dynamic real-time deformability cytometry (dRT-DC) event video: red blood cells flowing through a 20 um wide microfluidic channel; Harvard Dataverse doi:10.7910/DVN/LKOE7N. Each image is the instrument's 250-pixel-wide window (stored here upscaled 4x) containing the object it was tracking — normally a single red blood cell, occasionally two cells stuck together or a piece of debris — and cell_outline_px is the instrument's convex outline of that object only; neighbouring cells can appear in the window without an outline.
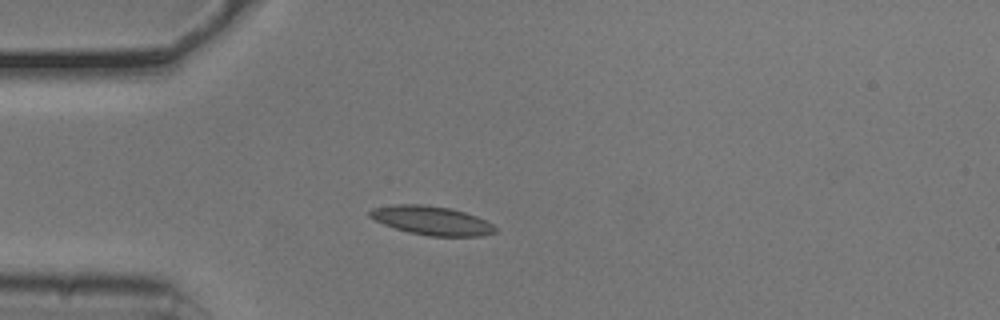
{"species": "common noctule bat (a hibernating species)", "species_latin": "Nyctalus noctula", "temperature_condition": "cold", "stored_images_in_passage": 20, "camera_frame_rate_fps": 3000, "um_per_image_px": 0.085, "animal": {"sex": "male", "body_mass_g": 20.5, "forearm_length_mm": 52.5}, "frame": {"image": 1, "passage_image": 10, "time_ms": 3.0, "image_size_px": [1000, 320], "cell_outline_px": [[496, 232], [480, 236], [428, 236], [408, 232], [384, 224], [368, 216], [368, 212], [372, 208], [396, 204], [424, 204], [452, 208], [476, 216], [492, 224], [496, 228]], "centroid_in_image_um": [36.68, 18.74], "position_along_channel_um": 48.3, "area_um2": 21.04}}